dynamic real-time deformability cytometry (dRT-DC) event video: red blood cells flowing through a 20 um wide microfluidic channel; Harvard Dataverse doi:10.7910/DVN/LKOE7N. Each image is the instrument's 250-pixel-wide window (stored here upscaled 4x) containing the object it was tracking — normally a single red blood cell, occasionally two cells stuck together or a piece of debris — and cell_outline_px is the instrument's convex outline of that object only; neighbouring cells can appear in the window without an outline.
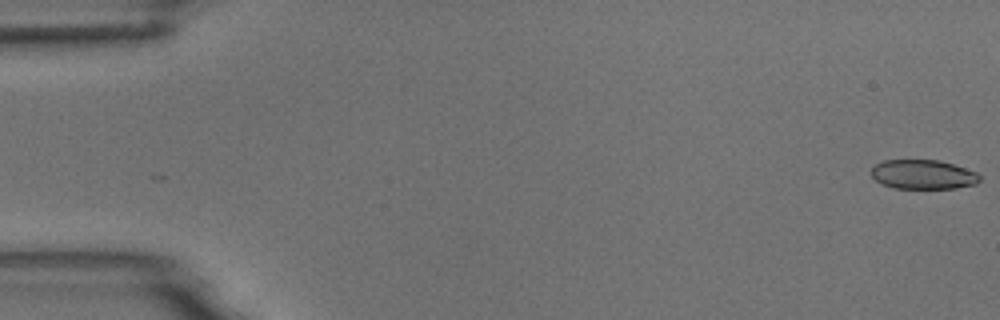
{"species": "common noctule bat (a hibernating species)", "species_latin": "Nyctalus noctula", "temperature_condition": "room temperature", "stored_images_in_passage": 15, "camera_frame_rate_fps": 3000, "um_per_image_px": 0.085, "animal": {"sex": "male", "body_mass_g": 18.8}, "frame": {"image": 1, "passage_image": 1, "time_ms": 0.0, "image_size_px": [1000, 320], "cell_outline_px": [[980, 180], [976, 184], [956, 188], [892, 188], [876, 180], [872, 176], [872, 168], [876, 164], [884, 160], [940, 160], [976, 172], [980, 176]], "centroid_in_image_um": [78.47, 14.83], "position_along_channel_um": 6.5, "area_um2": 18.38}}
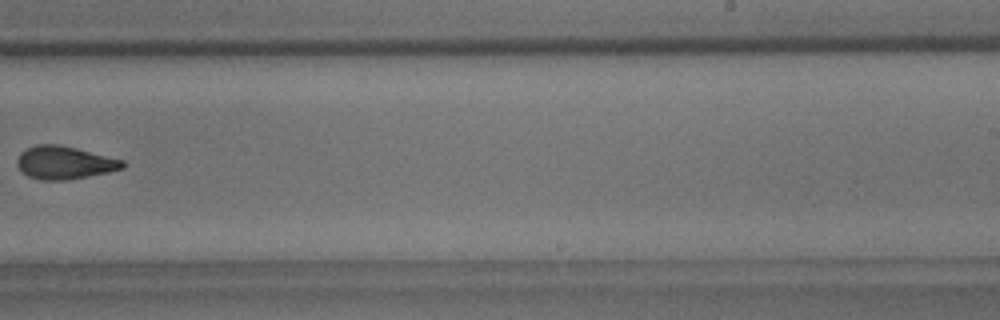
{"frame": {"image": 2, "passage_image": 10, "time_ms": 11.333, "image_size_px": [1000, 320], "cell_outline_px": [[124, 168], [108, 172], [68, 180], [44, 180], [28, 176], [16, 164], [16, 160], [20, 152], [36, 144], [60, 144], [124, 160]], "centroid_in_image_um": [5.47, 13.82], "position_along_channel_um": 283.5, "area_um2": 20.17}}
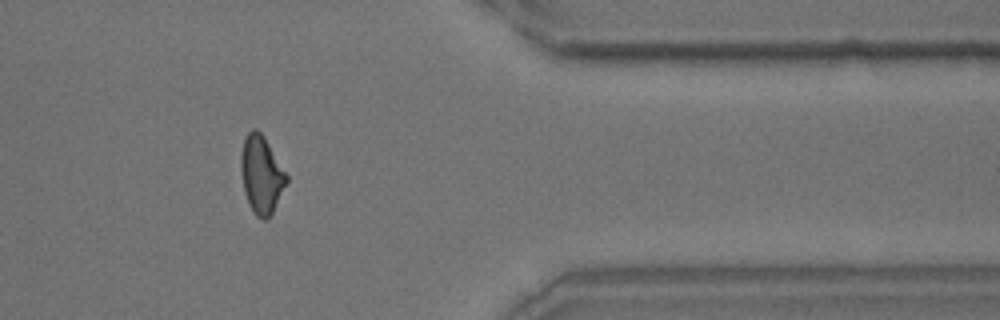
{"frame": {"image": 3, "passage_image": 13, "time_ms": 14.667, "image_size_px": [1000, 320], "cell_outline_px": [[288, 180], [272, 212], [264, 220], [256, 216], [252, 212], [248, 204], [244, 192], [240, 168], [240, 156], [244, 140], [248, 132], [252, 128], [256, 128], [264, 136], [288, 176]], "centroid_in_image_um": [22.19, 14.83], "position_along_channel_um": 389.2, "area_um2": 20.52}, "authors_computed_cell_mechanics": {"area_um2": 20.1722, "velocity_mm_per_s": 3.7454, "shape_relaxation_time_tau1_ms": 5.4853, "shape_relaxation_time_tau2_ms": 1.5224, "deformation_change_tau1": 0.1462, "deformation_change_tau2": 0.066}}